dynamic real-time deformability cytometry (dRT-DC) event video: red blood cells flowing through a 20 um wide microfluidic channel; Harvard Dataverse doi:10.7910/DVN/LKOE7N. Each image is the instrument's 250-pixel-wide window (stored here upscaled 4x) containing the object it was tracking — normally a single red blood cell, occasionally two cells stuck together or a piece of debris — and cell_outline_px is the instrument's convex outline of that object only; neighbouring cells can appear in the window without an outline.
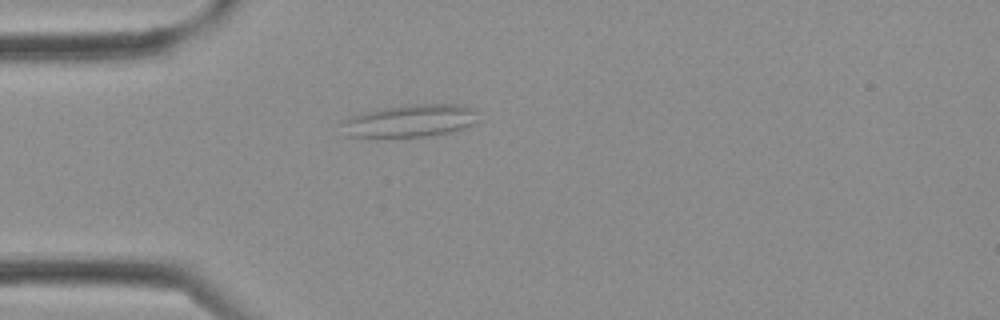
{"species": "Egyptian fruit bat (a non-hibernating species)", "species_latin": "Rousettus aegyptiacus", "temperature_condition": "cold", "stored_images_in_passage": 2, "camera_frame_rate_fps": 3000, "um_per_image_px": 0.085, "frame": {"image": 1, "passage_image": 2, "time_ms": 0.333, "image_size_px": [1000, 320], "cell_outline_px": [[476, 120], [472, 124], [464, 128], [452, 132], [428, 136], [344, 136], [340, 124], [344, 120], [360, 112], [384, 108], [412, 104], [460, 104], [472, 108], [476, 112]], "centroid_in_image_um": [34.84, 10.26], "position_along_channel_um": 50.2, "area_um2": 25.72}}